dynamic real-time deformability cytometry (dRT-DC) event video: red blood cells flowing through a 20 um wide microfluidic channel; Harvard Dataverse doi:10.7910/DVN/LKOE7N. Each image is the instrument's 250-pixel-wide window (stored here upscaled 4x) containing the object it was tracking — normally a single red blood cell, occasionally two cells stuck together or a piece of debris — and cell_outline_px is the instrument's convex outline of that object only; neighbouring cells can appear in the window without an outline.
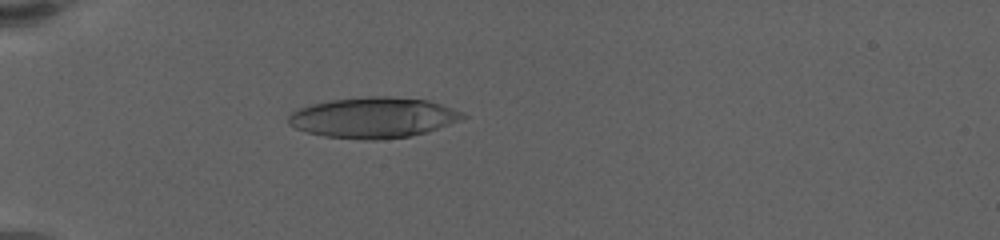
{"species": "human", "species_latin": "Homo sapiens", "temperature_condition": "warm", "stored_images_in_passage": 9, "camera_frame_rate_fps": 3000, "um_per_image_px": 0.085, "donor": {"sex": "female"}, "frame": {"image": 1, "passage_image": 7, "time_ms": 6.333, "image_size_px": [1000, 240], "cell_outline_px": [[468, 116], [436, 128], [424, 132], [408, 136], [376, 140], [372, 140], [324, 136], [308, 132], [296, 128], [288, 124], [288, 116], [292, 112], [300, 108], [312, 104], [332, 100], [368, 96], [388, 96], [428, 100], [440, 104], [460, 112]], "centroid_in_image_um": [31.68, 9.99], "position_along_channel_um": 53.3, "area_um2": 40.52}}
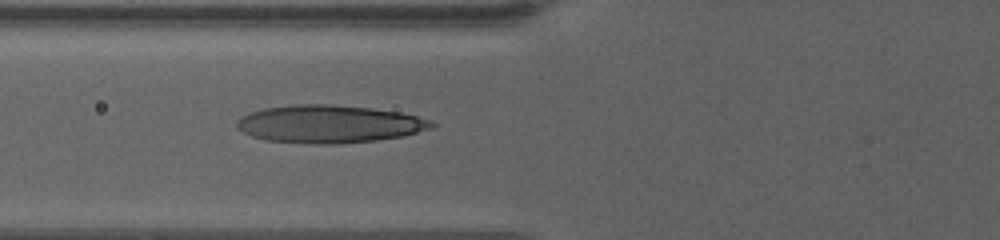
{"frame": {"image": 2, "passage_image": 9, "time_ms": 8.333, "image_size_px": [1000, 240], "cell_outline_px": [[436, 124], [432, 128], [404, 136], [376, 140], [336, 144], [304, 144], [268, 140], [252, 136], [244, 132], [236, 124], [248, 112], [264, 108], [296, 104], [332, 104], [372, 108], [400, 112], [416, 116], [428, 120]], "centroid_in_image_um": [28.01, 10.54], "position_along_channel_um": 97.8, "area_um2": 42.77}}